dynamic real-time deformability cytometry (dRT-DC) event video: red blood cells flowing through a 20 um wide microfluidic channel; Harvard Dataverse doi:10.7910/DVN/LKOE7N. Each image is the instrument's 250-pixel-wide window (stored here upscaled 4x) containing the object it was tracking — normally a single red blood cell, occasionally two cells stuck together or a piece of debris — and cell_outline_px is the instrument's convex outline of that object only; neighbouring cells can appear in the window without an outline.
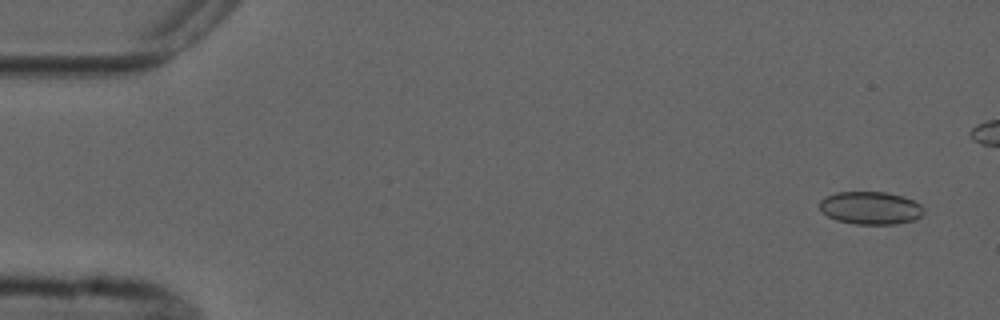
{"species": "common noctule bat (a hibernating species)", "species_latin": "Nyctalus noctula", "temperature_condition": "cold", "stored_images_in_passage": 6, "camera_frame_rate_fps": 3000, "um_per_image_px": 0.085, "animal": {"sex": "male", "forearm_length_mm": 52.5}, "frame": {"image": 1, "passage_image": 1, "time_ms": 0.0, "image_size_px": [1000, 320], "cell_outline_px": [[924, 212], [920, 216], [912, 220], [896, 224], [856, 224], [836, 220], [828, 216], [820, 208], [820, 200], [824, 196], [836, 192], [888, 192], [904, 196], [920, 204], [924, 208]], "centroid_in_image_um": [73.99, 17.66], "position_along_channel_um": 11.0, "area_um2": 19.94}}
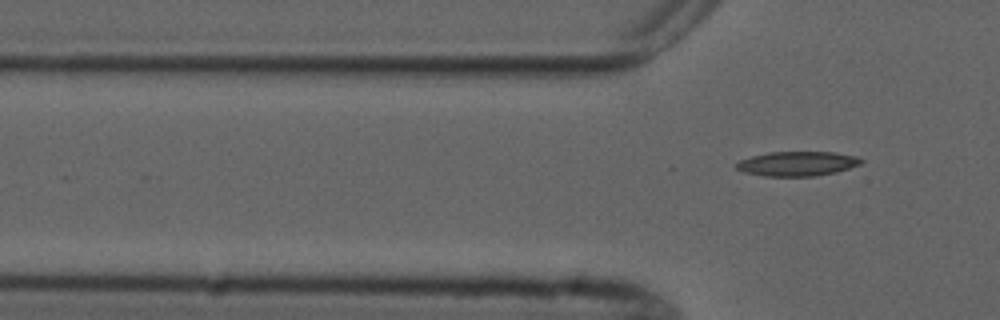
{"frame": {"image": 2, "passage_image": 6, "time_ms": 6.667, "image_size_px": [1000, 320], "cell_outline_px": [[864, 160], [860, 164], [836, 172], [816, 176], [764, 176], [744, 172], [736, 168], [736, 164], [740, 160], [752, 156], [768, 152], [832, 152], [856, 156]], "centroid_in_image_um": [67.76, 13.91], "position_along_channel_um": 58.0, "area_um2": 17.74}}